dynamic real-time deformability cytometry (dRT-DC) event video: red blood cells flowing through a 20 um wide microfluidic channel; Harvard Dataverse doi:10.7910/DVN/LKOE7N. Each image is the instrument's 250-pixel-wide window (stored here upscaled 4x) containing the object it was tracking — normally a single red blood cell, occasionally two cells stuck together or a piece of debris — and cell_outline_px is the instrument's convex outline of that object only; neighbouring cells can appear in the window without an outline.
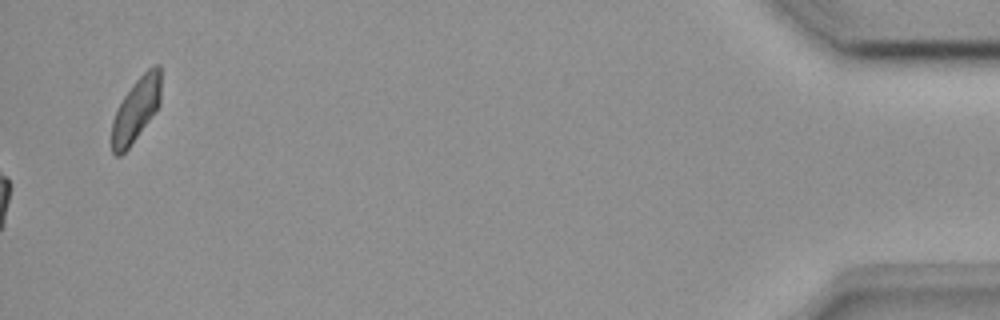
{"species": "common noctule bat (a hibernating species)", "species_latin": "Nyctalus noctula", "temperature_condition": "room temperature", "stored_images_in_passage": 36, "camera_frame_rate_fps": 3000, "um_per_image_px": 0.085, "animal": {"sex": "female", "body_mass_g": 18.4}, "frame": {"image": 1, "passage_image": 36, "time_ms": 11.667, "image_size_px": [1000, 320], "cell_outline_px": [[160, 104], [128, 148], [120, 156], [116, 156], [112, 152], [112, 120], [116, 108], [132, 84], [152, 64], [160, 64]], "centroid_in_image_um": [11.55, 9.29], "position_along_channel_um": 423.7, "area_um2": 18.09}}